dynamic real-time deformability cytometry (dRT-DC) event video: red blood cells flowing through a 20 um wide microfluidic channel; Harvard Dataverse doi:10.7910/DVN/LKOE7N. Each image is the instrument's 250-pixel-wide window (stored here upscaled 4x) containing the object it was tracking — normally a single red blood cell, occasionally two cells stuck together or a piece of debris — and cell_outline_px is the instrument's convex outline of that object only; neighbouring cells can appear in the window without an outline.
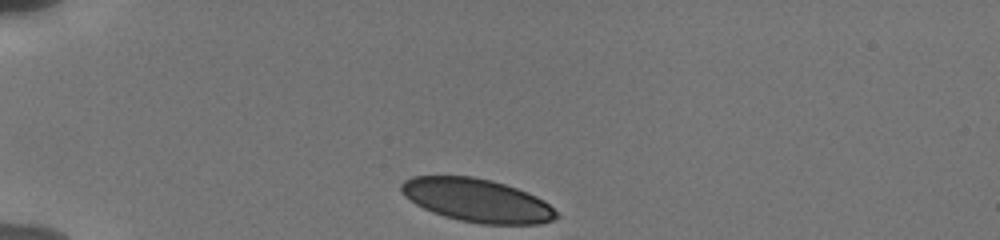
{"species": "human", "species_latin": "Homo sapiens", "temperature_condition": "cold", "stored_images_in_passage": 34, "camera_frame_rate_fps": 3000, "um_per_image_px": 0.085, "donor": {"sex": "male"}, "frame": {"image": 1, "passage_image": 1, "time_ms": 0.0, "image_size_px": [1000, 240], "cell_outline_px": [[560, 216], [552, 220], [540, 224], [480, 224], [460, 220], [444, 216], [432, 212], [416, 204], [404, 196], [400, 188], [400, 184], [404, 180], [412, 176], [472, 176], [492, 180], [528, 192], [544, 200]], "centroid_in_image_um": [40.54, 17.02], "position_along_channel_um": 44.5, "area_um2": 39.07}}
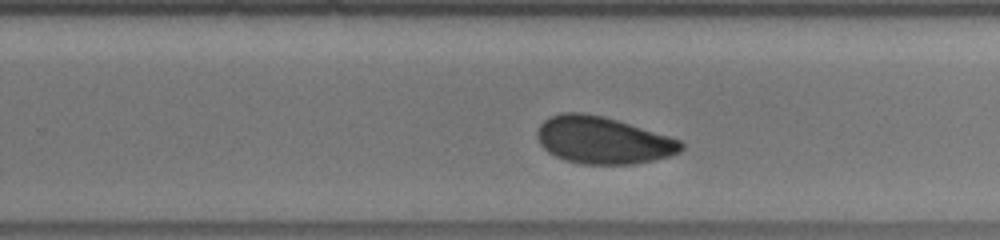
{"frame": {"image": 2, "passage_image": 23, "time_ms": 7.333, "image_size_px": [1000, 240], "cell_outline_px": [[684, 148], [680, 152], [668, 156], [636, 164], [580, 164], [564, 160], [548, 152], [540, 144], [536, 132], [540, 124], [544, 120], [552, 116], [564, 112], [584, 112], [604, 116], [668, 136], [680, 140], [684, 144]], "centroid_in_image_um": [51.23, 11.92], "position_along_channel_um": 278.6, "area_um2": 39.42}}
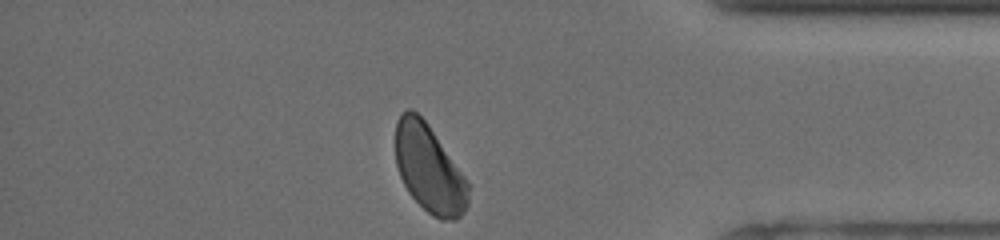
{"frame": {"image": 3, "passage_image": 34, "time_ms": 11.0, "image_size_px": [1000, 240], "cell_outline_px": [[468, 204], [464, 212], [456, 220], [440, 220], [432, 216], [408, 192], [400, 176], [396, 164], [396, 120], [400, 112], [408, 108], [412, 108], [428, 124], [468, 180]], "centroid_in_image_um": [36.48, 14.33], "position_along_channel_um": 398.7, "area_um2": 37.28}, "authors_computed_cell_mechanics": {"area_um2": 39.9109, "velocity_mm_per_s": 3.7911, "shape_relaxation_time_tau1_ms": 5.195, "shape_relaxation_time_tau2_ms": 2.1244, "deformation_change_tau1": 0.0883, "deformation_change_tau2": 0.0563}}